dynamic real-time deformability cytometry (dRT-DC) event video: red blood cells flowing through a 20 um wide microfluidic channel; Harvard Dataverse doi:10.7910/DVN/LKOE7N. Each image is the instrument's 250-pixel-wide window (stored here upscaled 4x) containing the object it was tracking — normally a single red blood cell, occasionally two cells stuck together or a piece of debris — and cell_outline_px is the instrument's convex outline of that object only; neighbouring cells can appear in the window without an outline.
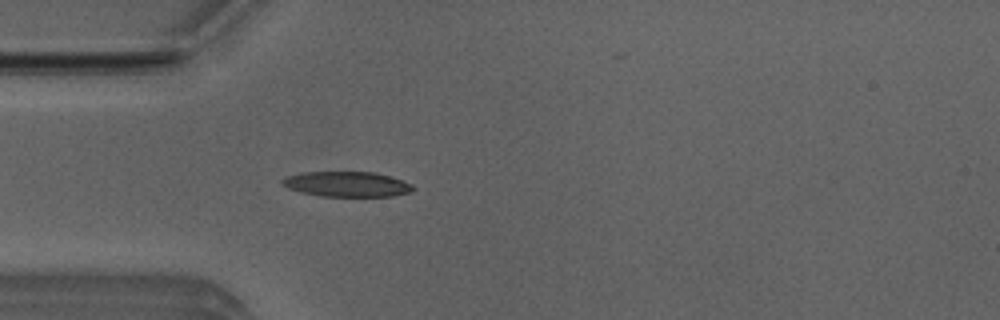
{"species": "Egyptian fruit bat (a non-hibernating species)", "species_latin": "Rousettus aegyptiacus", "temperature_condition": "room temperature", "stored_images_in_passage": 4, "camera_frame_rate_fps": 3000, "um_per_image_px": 0.085, "animal": {"sex": "male"}, "frame": {"image": 1, "passage_image": 4, "time_ms": 1.0, "image_size_px": [1000, 320], "cell_outline_px": [[416, 188], [412, 192], [392, 196], [320, 196], [300, 192], [288, 188], [280, 184], [280, 180], [288, 176], [304, 172], [376, 172], [412, 184]], "centroid_in_image_um": [29.48, 15.66], "position_along_channel_um": 55.5, "area_um2": 19.19}}